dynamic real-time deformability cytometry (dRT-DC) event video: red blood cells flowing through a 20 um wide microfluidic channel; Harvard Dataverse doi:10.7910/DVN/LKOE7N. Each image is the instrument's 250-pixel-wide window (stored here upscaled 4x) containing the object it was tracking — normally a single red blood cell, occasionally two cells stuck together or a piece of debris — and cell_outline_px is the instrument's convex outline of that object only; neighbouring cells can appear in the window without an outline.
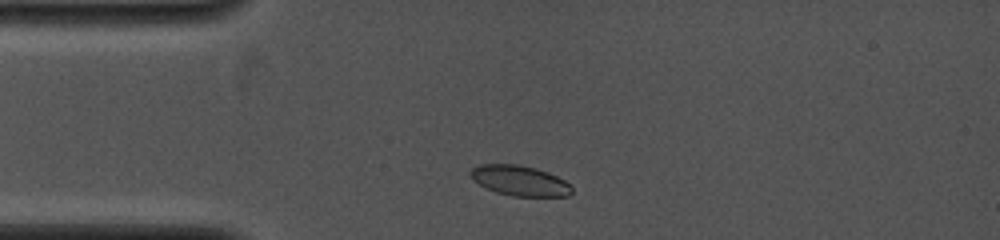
{"species": "common noctule bat (a hibernating species)", "species_latin": "Nyctalus noctula", "temperature_condition": "cold", "stored_images_in_passage": 3, "camera_frame_rate_fps": 4000, "um_per_image_px": 0.085, "animal": {"sex": "female", "body_mass_g": 19.0, "forearm_length_mm": 53.3}, "frame": {"image": 1, "passage_image": 2, "time_ms": 0.75, "image_size_px": [1000, 240], "cell_outline_px": [[572, 192], [568, 196], [512, 196], [496, 192], [472, 180], [468, 172], [472, 168], [480, 164], [520, 164], [536, 168], [548, 172], [564, 180], [572, 188]], "centroid_in_image_um": [44.15, 15.34], "position_along_channel_um": 40.8, "area_um2": 17.86}}